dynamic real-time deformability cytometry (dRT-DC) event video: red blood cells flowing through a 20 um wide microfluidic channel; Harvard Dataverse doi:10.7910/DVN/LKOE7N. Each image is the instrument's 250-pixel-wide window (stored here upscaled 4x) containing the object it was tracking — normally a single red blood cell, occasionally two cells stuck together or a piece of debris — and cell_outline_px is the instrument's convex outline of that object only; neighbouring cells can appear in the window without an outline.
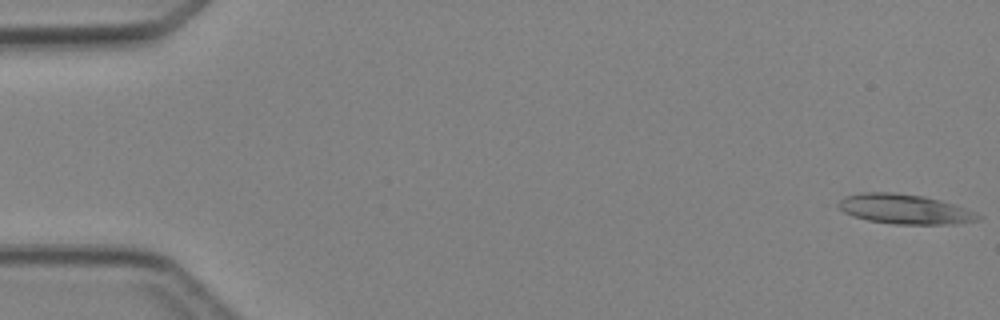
{"species": "Egyptian fruit bat (a non-hibernating species)", "species_latin": "Rousettus aegyptiacus", "temperature_condition": "cold", "stored_images_in_passage": 4, "camera_frame_rate_fps": 3000, "um_per_image_px": 0.085, "animal": {"sex": "female"}, "frame": {"image": 1, "passage_image": 1, "time_ms": 0.0, "image_size_px": [1000, 320], "cell_outline_px": [[984, 216], [980, 220], [956, 224], [896, 224], [868, 220], [852, 216], [844, 212], [836, 204], [844, 196], [860, 192], [896, 192], [924, 196], [940, 200], [964, 208]], "centroid_in_image_um": [76.89, 17.77], "position_along_channel_um": 8.1, "area_um2": 24.33}}